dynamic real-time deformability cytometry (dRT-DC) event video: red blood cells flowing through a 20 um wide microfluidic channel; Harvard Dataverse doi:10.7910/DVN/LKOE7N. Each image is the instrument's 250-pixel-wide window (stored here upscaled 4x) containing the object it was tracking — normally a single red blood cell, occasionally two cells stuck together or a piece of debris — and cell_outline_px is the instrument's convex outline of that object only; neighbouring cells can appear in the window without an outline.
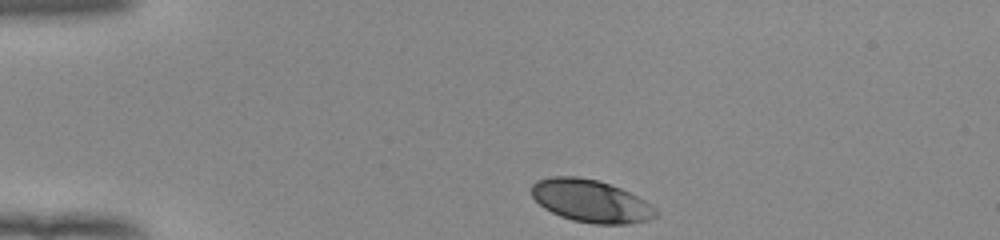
{"species": "human", "species_latin": "Homo sapiens", "temperature_condition": "room temperature", "stored_images_in_passage": 35, "camera_frame_rate_fps": 3000, "um_per_image_px": 0.085, "donor": {"sex": "female"}, "frame": {"image": 1, "passage_image": 1, "time_ms": 0.0, "image_size_px": [1000, 240], "cell_outline_px": [[660, 212], [656, 216], [648, 220], [628, 224], [596, 224], [572, 220], [560, 216], [544, 208], [532, 196], [532, 184], [536, 180], [552, 176], [576, 176], [596, 180], [620, 188], [644, 200], [656, 208]], "centroid_in_image_um": [50.22, 17.09], "position_along_channel_um": 34.8, "area_um2": 30.69}}
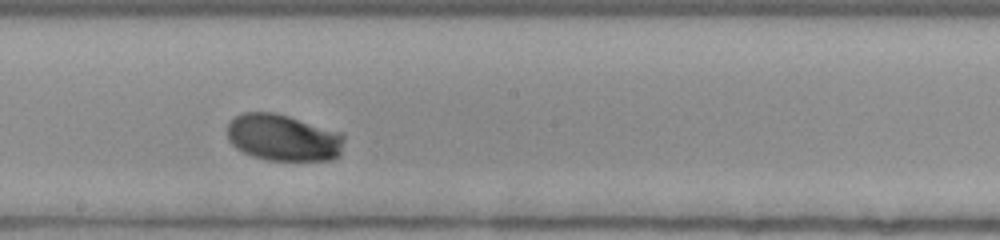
{"frame": {"image": 2, "passage_image": 20, "time_ms": 6.333, "image_size_px": [1000, 240], "cell_outline_px": [[344, 140], [340, 156], [332, 160], [268, 160], [252, 156], [236, 148], [228, 140], [228, 124], [240, 112], [276, 112], [344, 132]], "centroid_in_image_um": [24.11, 11.69], "position_along_channel_um": 224.1, "area_um2": 32.25}}
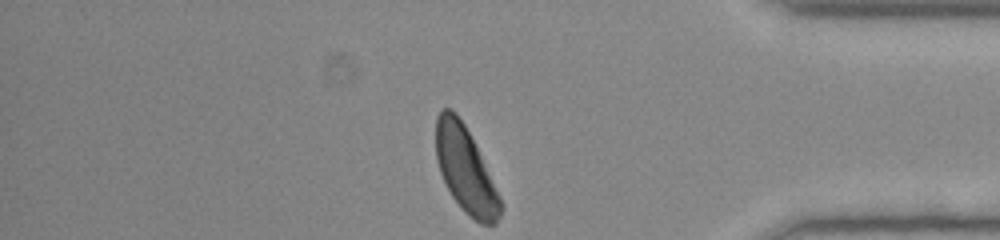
{"frame": {"image": 3, "passage_image": 35, "time_ms": 11.333, "image_size_px": [1000, 240], "cell_outline_px": [[504, 204], [500, 216], [496, 224], [480, 224], [468, 216], [464, 212], [452, 196], [440, 172], [436, 160], [436, 116], [440, 108], [452, 108], [456, 112], [464, 124]], "centroid_in_image_um": [39.56, 14.45], "position_along_channel_um": 395.6, "area_um2": 32.02}, "authors_computed_cell_mechanics": {"area_um2": 31.7322, "velocity_mm_per_s": 3.8904, "shape_relaxation_time_tau1_ms": 2.405, "shape_relaxation_time_tau2_ms": null, "deformation_change_tau1": 0.1483, "deformation_change_tau2": null}}